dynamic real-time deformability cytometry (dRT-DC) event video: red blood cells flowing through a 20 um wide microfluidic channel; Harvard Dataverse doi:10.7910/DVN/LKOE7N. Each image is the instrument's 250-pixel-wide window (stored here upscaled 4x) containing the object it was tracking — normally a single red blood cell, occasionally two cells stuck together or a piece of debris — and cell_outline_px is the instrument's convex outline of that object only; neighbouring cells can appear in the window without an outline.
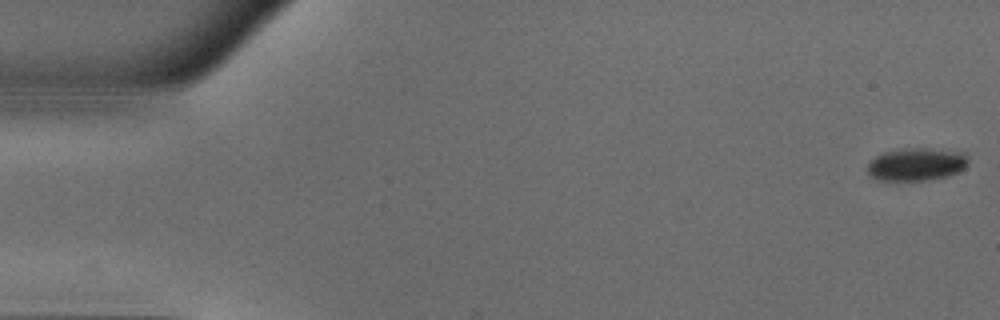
{"species": "common noctule bat (a hibernating species)", "species_latin": "Nyctalus noctula", "temperature_condition": "warm", "stored_images_in_passage": 50, "camera_frame_rate_fps": 3000, "um_per_image_px": 0.085, "animal": {"sex": "male", "body_mass_g": 18.8}, "frame": {"image": 1, "passage_image": 1, "time_ms": 0.0, "image_size_px": [1000, 320], "cell_outline_px": [[968, 164], [960, 172], [928, 180], [876, 180], [868, 176], [868, 160], [884, 152], [904, 148], [928, 148], [964, 152], [968, 156]], "centroid_in_image_um": [77.88, 13.96], "position_along_channel_um": 7.1, "area_um2": 19.48}}
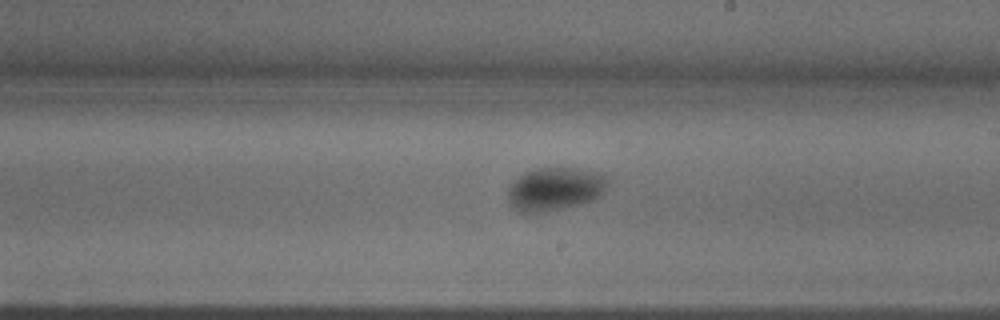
{"frame": {"image": 2, "passage_image": 29, "time_ms": 9.333, "image_size_px": [1000, 320], "cell_outline_px": [[608, 184], [604, 192], [600, 196], [592, 200], [544, 212], [520, 212], [512, 208], [508, 204], [508, 188], [512, 180], [524, 172], [536, 168], [580, 168], [596, 172], [608, 176]], "centroid_in_image_um": [47.14, 16.04], "position_along_channel_um": 241.9, "area_um2": 25.32}}
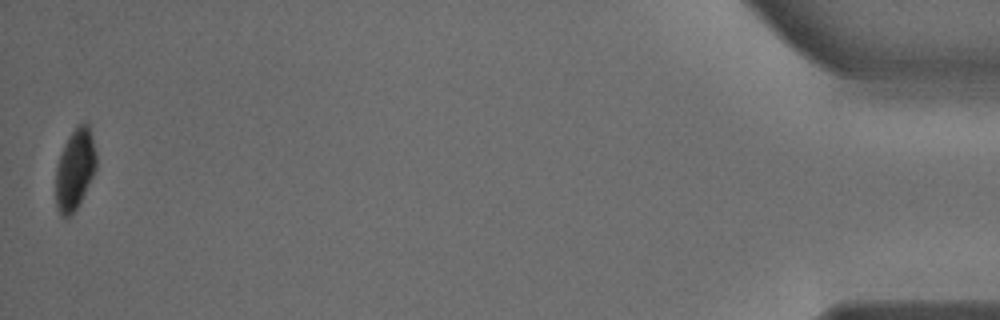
{"frame": {"image": 3, "passage_image": 50, "time_ms": 16.333, "image_size_px": [1000, 320], "cell_outline_px": [[96, 168], [76, 208], [68, 216], [60, 216], [56, 208], [56, 168], [64, 144], [68, 136], [76, 124], [84, 120], [88, 120], [96, 152]], "centroid_in_image_um": [6.37, 14.3], "position_along_channel_um": 428.8, "area_um2": 19.07}, "authors_computed_cell_mechanics": {"area_um2": 23.0044, "velocity_mm_per_s": 4.0012, "shape_relaxation_time_tau1_ms": 5.0126, "shape_relaxation_time_tau2_ms": null, "deformation_change_tau1": 0.1005, "deformation_change_tau2": null}}